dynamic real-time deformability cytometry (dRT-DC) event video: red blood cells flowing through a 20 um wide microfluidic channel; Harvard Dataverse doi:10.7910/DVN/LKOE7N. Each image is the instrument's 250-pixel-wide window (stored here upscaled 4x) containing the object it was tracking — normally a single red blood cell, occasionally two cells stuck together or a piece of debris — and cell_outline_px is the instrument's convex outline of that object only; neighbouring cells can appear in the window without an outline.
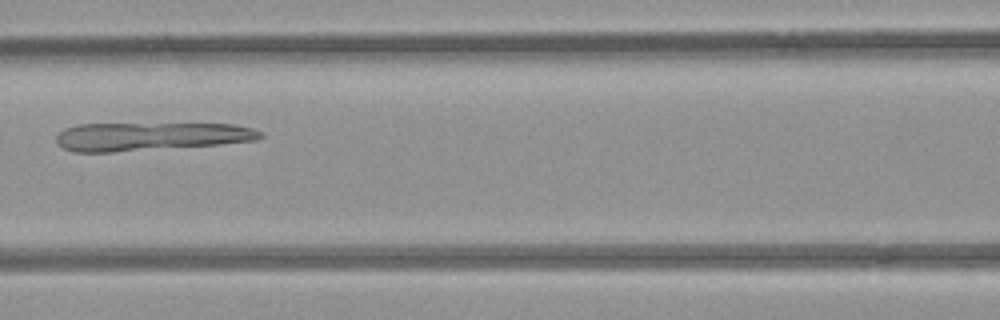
{"species": "common noctule bat (a hibernating species)", "species_latin": "Nyctalus noctula", "temperature_condition": "room temperature", "stored_images_in_passage": 4, "camera_frame_rate_fps": 3000, "um_per_image_px": 0.085, "animal": {"sex": "female", "body_mass_g": 21.9}, "frame": {"image": 1, "passage_image": 3, "time_ms": 2.333, "image_size_px": [1000, 320], "cell_outline_px": [[264, 136], [256, 140], [220, 144], [112, 152], [76, 152], [64, 148], [56, 140], [56, 136], [64, 128], [76, 124], [236, 124], [252, 128], [260, 132]], "centroid_in_image_um": [12.79, 11.59], "position_along_channel_um": 153.8, "area_um2": 33.41}}
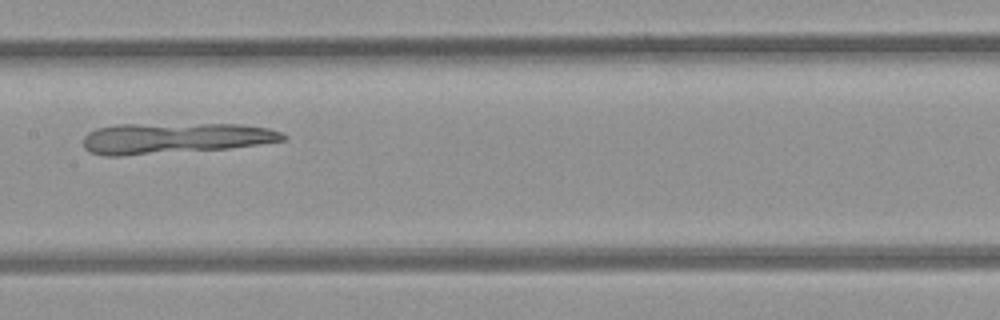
{"frame": {"image": 2, "passage_image": 4, "time_ms": 3.333, "image_size_px": [1000, 320], "cell_outline_px": [[288, 140], [228, 148], [124, 156], [104, 156], [88, 152], [84, 148], [84, 136], [88, 132], [96, 128], [116, 124], [240, 124], [268, 128], [284, 132], [288, 136]], "centroid_in_image_um": [14.85, 11.74], "position_along_channel_um": 192.6, "area_um2": 36.24}}